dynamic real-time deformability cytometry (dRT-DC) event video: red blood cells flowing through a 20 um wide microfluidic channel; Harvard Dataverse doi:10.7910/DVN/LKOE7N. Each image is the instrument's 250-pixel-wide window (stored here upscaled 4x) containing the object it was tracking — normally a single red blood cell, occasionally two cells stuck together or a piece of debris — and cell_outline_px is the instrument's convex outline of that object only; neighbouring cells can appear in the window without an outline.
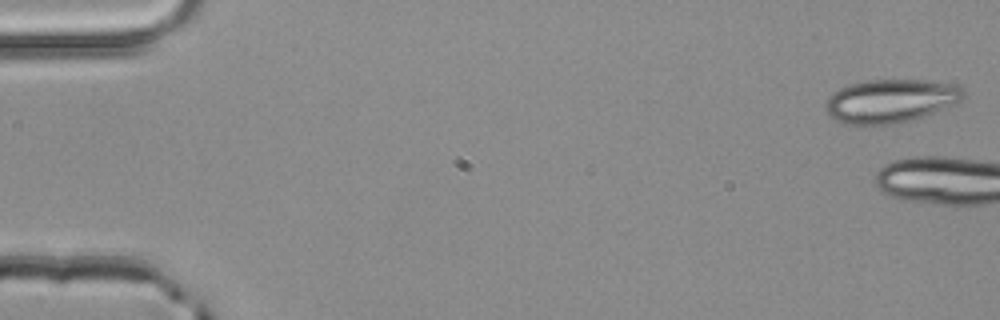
{"species": "common noctule bat (a hibernating species)", "species_latin": "Nyctalus noctula", "temperature_condition": "room temperature", "stored_images_in_passage": 5, "camera_frame_rate_fps": 3000, "um_per_image_px": 0.085, "animal": {"sex": "male", "body_mass_g": 20.4}, "frame": {"image": 1, "passage_image": 1, "time_ms": 0.0, "image_size_px": [1000, 320], "cell_outline_px": [[964, 96], [960, 100], [924, 116], [892, 124], [844, 124], [836, 120], [824, 108], [824, 104], [828, 96], [832, 92], [848, 84], [864, 80], [924, 80], [956, 84], [964, 92]], "centroid_in_image_um": [75.63, 8.56], "position_along_channel_um": 9.4, "area_um2": 34.62}}